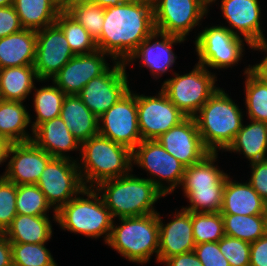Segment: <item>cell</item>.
Segmentation results:
<instances>
[{"label":"cell","instance_id":"obj_1","mask_svg":"<svg viewBox=\"0 0 267 266\" xmlns=\"http://www.w3.org/2000/svg\"><path fill=\"white\" fill-rule=\"evenodd\" d=\"M152 0H134L104 8L98 50L125 62L139 44L155 31Z\"/></svg>","mask_w":267,"mask_h":266},{"label":"cell","instance_id":"obj_2","mask_svg":"<svg viewBox=\"0 0 267 266\" xmlns=\"http://www.w3.org/2000/svg\"><path fill=\"white\" fill-rule=\"evenodd\" d=\"M133 173L132 170L122 177L102 181L94 187L113 219L158 213L155 205L166 197L147 178Z\"/></svg>","mask_w":267,"mask_h":266},{"label":"cell","instance_id":"obj_3","mask_svg":"<svg viewBox=\"0 0 267 266\" xmlns=\"http://www.w3.org/2000/svg\"><path fill=\"white\" fill-rule=\"evenodd\" d=\"M219 87L194 116L204 146L210 152H223L234 141L245 121V111Z\"/></svg>","mask_w":267,"mask_h":266},{"label":"cell","instance_id":"obj_4","mask_svg":"<svg viewBox=\"0 0 267 266\" xmlns=\"http://www.w3.org/2000/svg\"><path fill=\"white\" fill-rule=\"evenodd\" d=\"M113 220L110 210L94 187H84L56 212V225L61 231L94 240L104 238L103 244L109 239Z\"/></svg>","mask_w":267,"mask_h":266},{"label":"cell","instance_id":"obj_5","mask_svg":"<svg viewBox=\"0 0 267 266\" xmlns=\"http://www.w3.org/2000/svg\"><path fill=\"white\" fill-rule=\"evenodd\" d=\"M105 245L130 263L143 266L150 263L153 256L157 263L158 213L114 219L109 239Z\"/></svg>","mask_w":267,"mask_h":266},{"label":"cell","instance_id":"obj_6","mask_svg":"<svg viewBox=\"0 0 267 266\" xmlns=\"http://www.w3.org/2000/svg\"><path fill=\"white\" fill-rule=\"evenodd\" d=\"M77 165L84 186L96 187L102 181L130 173L132 151L97 134L81 144Z\"/></svg>","mask_w":267,"mask_h":266},{"label":"cell","instance_id":"obj_7","mask_svg":"<svg viewBox=\"0 0 267 266\" xmlns=\"http://www.w3.org/2000/svg\"><path fill=\"white\" fill-rule=\"evenodd\" d=\"M218 155V152H210L201 161L185 168L181 188H178L189 203L181 207L185 211L220 212L229 173L219 166Z\"/></svg>","mask_w":267,"mask_h":266},{"label":"cell","instance_id":"obj_8","mask_svg":"<svg viewBox=\"0 0 267 266\" xmlns=\"http://www.w3.org/2000/svg\"><path fill=\"white\" fill-rule=\"evenodd\" d=\"M197 35V36H196ZM194 48L197 63L217 74L218 70L233 68L241 64L245 50H251L252 45L243 37L232 33L228 28L213 23L196 33ZM247 47V48H245ZM216 72H215V71Z\"/></svg>","mask_w":267,"mask_h":266},{"label":"cell","instance_id":"obj_9","mask_svg":"<svg viewBox=\"0 0 267 266\" xmlns=\"http://www.w3.org/2000/svg\"><path fill=\"white\" fill-rule=\"evenodd\" d=\"M172 75L161 83L160 89L187 117H194L220 87L217 84L219 74L197 62L189 73L174 72Z\"/></svg>","mask_w":267,"mask_h":266},{"label":"cell","instance_id":"obj_10","mask_svg":"<svg viewBox=\"0 0 267 266\" xmlns=\"http://www.w3.org/2000/svg\"><path fill=\"white\" fill-rule=\"evenodd\" d=\"M132 166L144 170L147 178L165 196L180 188L185 166L157 140H142L132 151ZM135 166V167H134ZM175 191V192H174Z\"/></svg>","mask_w":267,"mask_h":266},{"label":"cell","instance_id":"obj_11","mask_svg":"<svg viewBox=\"0 0 267 266\" xmlns=\"http://www.w3.org/2000/svg\"><path fill=\"white\" fill-rule=\"evenodd\" d=\"M156 31L188 40L210 14L204 0H152Z\"/></svg>","mask_w":267,"mask_h":266},{"label":"cell","instance_id":"obj_12","mask_svg":"<svg viewBox=\"0 0 267 266\" xmlns=\"http://www.w3.org/2000/svg\"><path fill=\"white\" fill-rule=\"evenodd\" d=\"M99 134L131 151L142 141L137 116V92L130 90L98 118Z\"/></svg>","mask_w":267,"mask_h":266},{"label":"cell","instance_id":"obj_13","mask_svg":"<svg viewBox=\"0 0 267 266\" xmlns=\"http://www.w3.org/2000/svg\"><path fill=\"white\" fill-rule=\"evenodd\" d=\"M36 185L56 212L85 187L77 161L66 158H52Z\"/></svg>","mask_w":267,"mask_h":266},{"label":"cell","instance_id":"obj_14","mask_svg":"<svg viewBox=\"0 0 267 266\" xmlns=\"http://www.w3.org/2000/svg\"><path fill=\"white\" fill-rule=\"evenodd\" d=\"M124 62L115 61L102 75L91 79L78 96L99 118L130 90V78Z\"/></svg>","mask_w":267,"mask_h":266},{"label":"cell","instance_id":"obj_15","mask_svg":"<svg viewBox=\"0 0 267 266\" xmlns=\"http://www.w3.org/2000/svg\"><path fill=\"white\" fill-rule=\"evenodd\" d=\"M158 90L152 96L137 93V116L142 140H156L187 118L161 89Z\"/></svg>","mask_w":267,"mask_h":266},{"label":"cell","instance_id":"obj_16","mask_svg":"<svg viewBox=\"0 0 267 266\" xmlns=\"http://www.w3.org/2000/svg\"><path fill=\"white\" fill-rule=\"evenodd\" d=\"M186 40L181 37L165 34L159 31H154L146 37L136 48V50L124 62L125 67L135 66V62H139V67H146L149 70L151 78L156 82H161L159 79L165 74L174 73L173 65L176 63L177 54L173 50L174 46ZM140 60V61H139ZM159 80V81H157Z\"/></svg>","mask_w":267,"mask_h":266},{"label":"cell","instance_id":"obj_17","mask_svg":"<svg viewBox=\"0 0 267 266\" xmlns=\"http://www.w3.org/2000/svg\"><path fill=\"white\" fill-rule=\"evenodd\" d=\"M217 1L214 0L209 5V9H212L214 4L220 7L219 10L223 16L222 19L225 20V25L222 22L219 24L228 28L235 35L243 37L251 45L267 43V37L265 38L263 33L265 27L262 26L263 9L260 0H219L220 3Z\"/></svg>","mask_w":267,"mask_h":266},{"label":"cell","instance_id":"obj_18","mask_svg":"<svg viewBox=\"0 0 267 266\" xmlns=\"http://www.w3.org/2000/svg\"><path fill=\"white\" fill-rule=\"evenodd\" d=\"M53 157L33 141L10 143L6 153L5 170L0 178L18 185L37 184L40 175Z\"/></svg>","mask_w":267,"mask_h":266},{"label":"cell","instance_id":"obj_19","mask_svg":"<svg viewBox=\"0 0 267 266\" xmlns=\"http://www.w3.org/2000/svg\"><path fill=\"white\" fill-rule=\"evenodd\" d=\"M108 60L110 63L115 62L110 55L101 50L75 55L50 82H53L66 95H78L91 79L102 75L112 66Z\"/></svg>","mask_w":267,"mask_h":266},{"label":"cell","instance_id":"obj_20","mask_svg":"<svg viewBox=\"0 0 267 266\" xmlns=\"http://www.w3.org/2000/svg\"><path fill=\"white\" fill-rule=\"evenodd\" d=\"M73 56L65 34L56 23L37 31L34 68L39 80H51Z\"/></svg>","mask_w":267,"mask_h":266},{"label":"cell","instance_id":"obj_21","mask_svg":"<svg viewBox=\"0 0 267 266\" xmlns=\"http://www.w3.org/2000/svg\"><path fill=\"white\" fill-rule=\"evenodd\" d=\"M174 210L175 212H171L172 215H166L169 217L167 223H165L164 217H161L164 214L161 215L158 212L159 249L157 264L162 265L171 256L194 251L196 246L193 236L192 212L185 211L181 207L180 210L176 208Z\"/></svg>","mask_w":267,"mask_h":266},{"label":"cell","instance_id":"obj_22","mask_svg":"<svg viewBox=\"0 0 267 266\" xmlns=\"http://www.w3.org/2000/svg\"><path fill=\"white\" fill-rule=\"evenodd\" d=\"M156 140L185 167L201 161L210 153L202 142L194 117H187Z\"/></svg>","mask_w":267,"mask_h":266},{"label":"cell","instance_id":"obj_23","mask_svg":"<svg viewBox=\"0 0 267 266\" xmlns=\"http://www.w3.org/2000/svg\"><path fill=\"white\" fill-rule=\"evenodd\" d=\"M32 141L53 158L77 161L81 144L59 117L41 123L34 131ZM79 151V152H78ZM74 152L77 156L70 154Z\"/></svg>","mask_w":267,"mask_h":266},{"label":"cell","instance_id":"obj_24","mask_svg":"<svg viewBox=\"0 0 267 266\" xmlns=\"http://www.w3.org/2000/svg\"><path fill=\"white\" fill-rule=\"evenodd\" d=\"M223 189L221 214L267 215V204L249 182L235 180L230 175Z\"/></svg>","mask_w":267,"mask_h":266},{"label":"cell","instance_id":"obj_25","mask_svg":"<svg viewBox=\"0 0 267 266\" xmlns=\"http://www.w3.org/2000/svg\"><path fill=\"white\" fill-rule=\"evenodd\" d=\"M52 215L17 214L4 234L10 243H49L54 234L52 223H56V214Z\"/></svg>","mask_w":267,"mask_h":266},{"label":"cell","instance_id":"obj_26","mask_svg":"<svg viewBox=\"0 0 267 266\" xmlns=\"http://www.w3.org/2000/svg\"><path fill=\"white\" fill-rule=\"evenodd\" d=\"M246 120L224 152L242 155L249 164L267 159V123Z\"/></svg>","mask_w":267,"mask_h":266},{"label":"cell","instance_id":"obj_27","mask_svg":"<svg viewBox=\"0 0 267 266\" xmlns=\"http://www.w3.org/2000/svg\"><path fill=\"white\" fill-rule=\"evenodd\" d=\"M26 106L29 108L28 105H24V102L0 99V139L9 144L32 141L30 111Z\"/></svg>","mask_w":267,"mask_h":266},{"label":"cell","instance_id":"obj_28","mask_svg":"<svg viewBox=\"0 0 267 266\" xmlns=\"http://www.w3.org/2000/svg\"><path fill=\"white\" fill-rule=\"evenodd\" d=\"M36 44L37 31L30 29L0 38V69L34 65Z\"/></svg>","mask_w":267,"mask_h":266},{"label":"cell","instance_id":"obj_29","mask_svg":"<svg viewBox=\"0 0 267 266\" xmlns=\"http://www.w3.org/2000/svg\"><path fill=\"white\" fill-rule=\"evenodd\" d=\"M60 118L80 144L99 134L98 118L88 109L78 95H66Z\"/></svg>","mask_w":267,"mask_h":266},{"label":"cell","instance_id":"obj_30","mask_svg":"<svg viewBox=\"0 0 267 266\" xmlns=\"http://www.w3.org/2000/svg\"><path fill=\"white\" fill-rule=\"evenodd\" d=\"M37 82L34 65L1 68L0 99L26 102Z\"/></svg>","mask_w":267,"mask_h":266},{"label":"cell","instance_id":"obj_31","mask_svg":"<svg viewBox=\"0 0 267 266\" xmlns=\"http://www.w3.org/2000/svg\"><path fill=\"white\" fill-rule=\"evenodd\" d=\"M39 82L46 85L44 84L39 88L36 85L31 93V95L33 94L32 104L35 116L29 113V118L33 131L41 123L60 116L63 101L66 97V94L53 82L51 83L52 85L48 83L50 80H39Z\"/></svg>","mask_w":267,"mask_h":266},{"label":"cell","instance_id":"obj_32","mask_svg":"<svg viewBox=\"0 0 267 266\" xmlns=\"http://www.w3.org/2000/svg\"><path fill=\"white\" fill-rule=\"evenodd\" d=\"M13 7L23 29L34 31L55 24L61 12L52 0H14Z\"/></svg>","mask_w":267,"mask_h":266},{"label":"cell","instance_id":"obj_33","mask_svg":"<svg viewBox=\"0 0 267 266\" xmlns=\"http://www.w3.org/2000/svg\"><path fill=\"white\" fill-rule=\"evenodd\" d=\"M242 83L245 117L250 120L267 123V84L261 82L250 72V64L244 65ZM245 99V100H244Z\"/></svg>","mask_w":267,"mask_h":266},{"label":"cell","instance_id":"obj_34","mask_svg":"<svg viewBox=\"0 0 267 266\" xmlns=\"http://www.w3.org/2000/svg\"><path fill=\"white\" fill-rule=\"evenodd\" d=\"M226 236L253 243L267 233V215L222 214Z\"/></svg>","mask_w":267,"mask_h":266},{"label":"cell","instance_id":"obj_35","mask_svg":"<svg viewBox=\"0 0 267 266\" xmlns=\"http://www.w3.org/2000/svg\"><path fill=\"white\" fill-rule=\"evenodd\" d=\"M66 36L75 55L89 54L98 50L95 39L89 32L65 11H61L55 22Z\"/></svg>","mask_w":267,"mask_h":266},{"label":"cell","instance_id":"obj_36","mask_svg":"<svg viewBox=\"0 0 267 266\" xmlns=\"http://www.w3.org/2000/svg\"><path fill=\"white\" fill-rule=\"evenodd\" d=\"M64 11L80 23L95 41L100 37L104 23V8L85 0H73Z\"/></svg>","mask_w":267,"mask_h":266},{"label":"cell","instance_id":"obj_37","mask_svg":"<svg viewBox=\"0 0 267 266\" xmlns=\"http://www.w3.org/2000/svg\"><path fill=\"white\" fill-rule=\"evenodd\" d=\"M15 205L17 214L32 216H50L49 212L56 214L36 184L18 185Z\"/></svg>","mask_w":267,"mask_h":266},{"label":"cell","instance_id":"obj_38","mask_svg":"<svg viewBox=\"0 0 267 266\" xmlns=\"http://www.w3.org/2000/svg\"><path fill=\"white\" fill-rule=\"evenodd\" d=\"M46 245L48 243H11L13 265L58 266Z\"/></svg>","mask_w":267,"mask_h":266},{"label":"cell","instance_id":"obj_39","mask_svg":"<svg viewBox=\"0 0 267 266\" xmlns=\"http://www.w3.org/2000/svg\"><path fill=\"white\" fill-rule=\"evenodd\" d=\"M195 244L218 242L224 235V220L220 212H192Z\"/></svg>","mask_w":267,"mask_h":266},{"label":"cell","instance_id":"obj_40","mask_svg":"<svg viewBox=\"0 0 267 266\" xmlns=\"http://www.w3.org/2000/svg\"><path fill=\"white\" fill-rule=\"evenodd\" d=\"M251 243L224 235L219 240V248L230 266H250Z\"/></svg>","mask_w":267,"mask_h":266},{"label":"cell","instance_id":"obj_41","mask_svg":"<svg viewBox=\"0 0 267 266\" xmlns=\"http://www.w3.org/2000/svg\"><path fill=\"white\" fill-rule=\"evenodd\" d=\"M17 185L0 178V233H4L17 215Z\"/></svg>","mask_w":267,"mask_h":266},{"label":"cell","instance_id":"obj_42","mask_svg":"<svg viewBox=\"0 0 267 266\" xmlns=\"http://www.w3.org/2000/svg\"><path fill=\"white\" fill-rule=\"evenodd\" d=\"M194 252L203 266H230L220 251L219 241L198 244Z\"/></svg>","mask_w":267,"mask_h":266},{"label":"cell","instance_id":"obj_43","mask_svg":"<svg viewBox=\"0 0 267 266\" xmlns=\"http://www.w3.org/2000/svg\"><path fill=\"white\" fill-rule=\"evenodd\" d=\"M250 177L247 181L267 204V159L249 164Z\"/></svg>","mask_w":267,"mask_h":266},{"label":"cell","instance_id":"obj_44","mask_svg":"<svg viewBox=\"0 0 267 266\" xmlns=\"http://www.w3.org/2000/svg\"><path fill=\"white\" fill-rule=\"evenodd\" d=\"M23 29L13 5L0 7V38L20 32Z\"/></svg>","mask_w":267,"mask_h":266},{"label":"cell","instance_id":"obj_45","mask_svg":"<svg viewBox=\"0 0 267 266\" xmlns=\"http://www.w3.org/2000/svg\"><path fill=\"white\" fill-rule=\"evenodd\" d=\"M250 266H267V233L251 243Z\"/></svg>","mask_w":267,"mask_h":266},{"label":"cell","instance_id":"obj_46","mask_svg":"<svg viewBox=\"0 0 267 266\" xmlns=\"http://www.w3.org/2000/svg\"><path fill=\"white\" fill-rule=\"evenodd\" d=\"M251 52L258 51L263 56L260 61H257L255 64H250V72L258 78L261 82L267 84V43L255 44L252 45Z\"/></svg>","mask_w":267,"mask_h":266},{"label":"cell","instance_id":"obj_47","mask_svg":"<svg viewBox=\"0 0 267 266\" xmlns=\"http://www.w3.org/2000/svg\"><path fill=\"white\" fill-rule=\"evenodd\" d=\"M162 264L165 266H203L194 251L171 256Z\"/></svg>","mask_w":267,"mask_h":266},{"label":"cell","instance_id":"obj_48","mask_svg":"<svg viewBox=\"0 0 267 266\" xmlns=\"http://www.w3.org/2000/svg\"><path fill=\"white\" fill-rule=\"evenodd\" d=\"M12 264L11 243L4 233H0V266H11Z\"/></svg>","mask_w":267,"mask_h":266},{"label":"cell","instance_id":"obj_49","mask_svg":"<svg viewBox=\"0 0 267 266\" xmlns=\"http://www.w3.org/2000/svg\"><path fill=\"white\" fill-rule=\"evenodd\" d=\"M85 1L99 5L102 8H107L113 5L128 3L134 0H85Z\"/></svg>","mask_w":267,"mask_h":266},{"label":"cell","instance_id":"obj_50","mask_svg":"<svg viewBox=\"0 0 267 266\" xmlns=\"http://www.w3.org/2000/svg\"><path fill=\"white\" fill-rule=\"evenodd\" d=\"M9 143L0 139V167L6 164V153L8 149Z\"/></svg>","mask_w":267,"mask_h":266},{"label":"cell","instance_id":"obj_51","mask_svg":"<svg viewBox=\"0 0 267 266\" xmlns=\"http://www.w3.org/2000/svg\"><path fill=\"white\" fill-rule=\"evenodd\" d=\"M52 1L61 11H64L73 0H52Z\"/></svg>","mask_w":267,"mask_h":266},{"label":"cell","instance_id":"obj_52","mask_svg":"<svg viewBox=\"0 0 267 266\" xmlns=\"http://www.w3.org/2000/svg\"><path fill=\"white\" fill-rule=\"evenodd\" d=\"M14 0H0V7H7L13 5Z\"/></svg>","mask_w":267,"mask_h":266},{"label":"cell","instance_id":"obj_53","mask_svg":"<svg viewBox=\"0 0 267 266\" xmlns=\"http://www.w3.org/2000/svg\"><path fill=\"white\" fill-rule=\"evenodd\" d=\"M208 5H210L214 0H204Z\"/></svg>","mask_w":267,"mask_h":266}]
</instances>
